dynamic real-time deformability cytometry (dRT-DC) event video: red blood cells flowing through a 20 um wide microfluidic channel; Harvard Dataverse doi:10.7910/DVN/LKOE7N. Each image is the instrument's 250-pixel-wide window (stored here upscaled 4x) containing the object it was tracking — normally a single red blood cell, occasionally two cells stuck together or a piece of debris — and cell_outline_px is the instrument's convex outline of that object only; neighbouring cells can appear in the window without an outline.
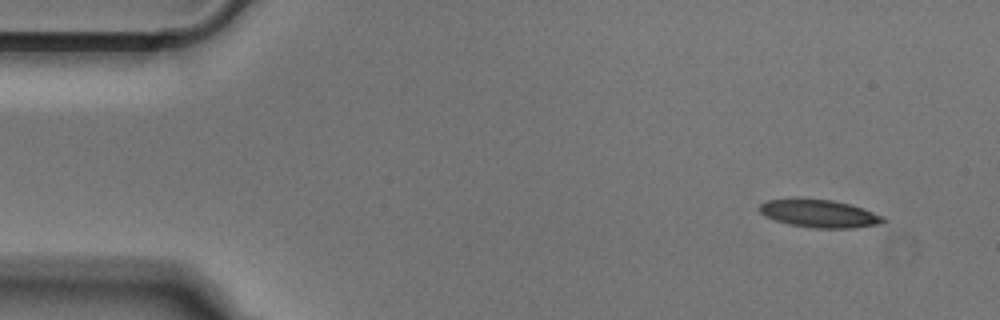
{"species": "Egyptian fruit bat (a non-hibernating species)", "species_latin": "Rousettus aegyptiacus", "temperature_condition": "cold", "stored_images_in_passage": 48, "camera_frame_rate_fps": 3000, "um_per_image_px": 0.085, "animal": {"sex": "male"}, "frame": {"image": 1, "passage_image": 1, "time_ms": 0.0, "image_size_px": [1000, 320], "cell_outline_px": [[888, 220], [880, 224], [852, 228], [812, 228], [788, 224], [764, 216], [760, 212], [760, 204], [768, 200], [792, 196], [832, 200], [848, 204], [884, 216]], "centroid_in_image_um": [69.59, 18.13], "position_along_channel_um": 15.4, "area_um2": 20.46}}
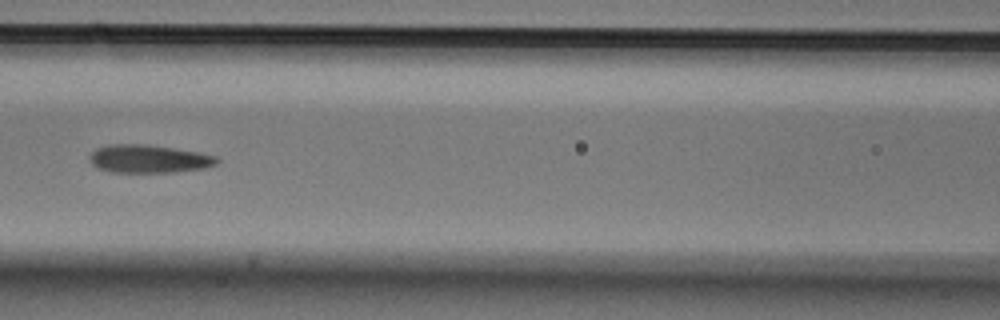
{"frame": {"image": 2, "passage_image": 19, "time_ms": 6.0, "image_size_px": [1000, 320], "cell_outline_px": [[220, 160], [216, 164], [204, 168], [172, 172], [112, 172], [96, 168], [92, 164], [88, 156], [96, 148], [108, 144], [148, 144], [200, 152], [216, 156]], "centroid_in_image_um": [12.62, 13.49], "position_along_channel_um": 154.0, "area_um2": 20.98}}
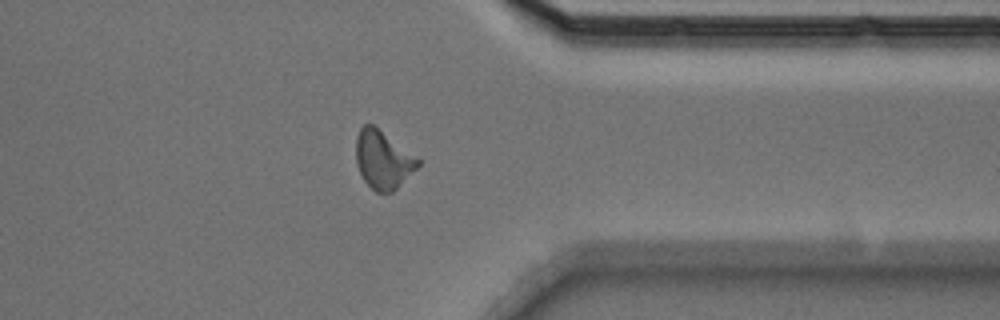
{"frame": {"image": 3, "passage_image": 37, "time_ms": 12.0, "image_size_px": [1000, 320], "cell_outline_px": [[420, 164], [392, 192], [376, 192], [364, 180], [356, 164], [356, 136], [360, 128], [364, 124], [372, 124], [420, 160]], "centroid_in_image_um": [32.51, 13.57], "position_along_channel_um": 378.9, "area_um2": 20.4}}